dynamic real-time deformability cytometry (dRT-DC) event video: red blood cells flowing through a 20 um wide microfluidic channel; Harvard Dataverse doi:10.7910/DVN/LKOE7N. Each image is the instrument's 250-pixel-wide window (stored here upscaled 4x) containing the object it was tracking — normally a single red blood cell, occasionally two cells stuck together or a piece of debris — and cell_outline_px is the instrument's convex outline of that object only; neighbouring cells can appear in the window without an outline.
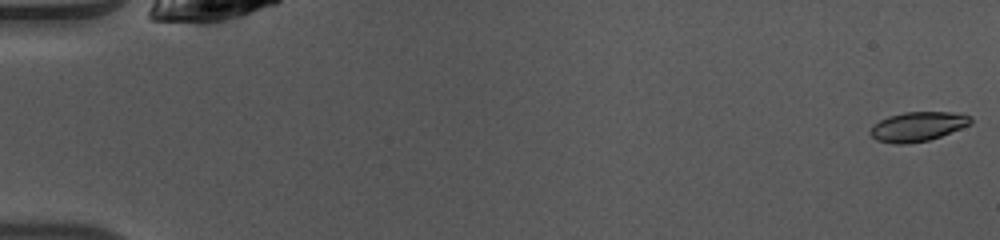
{"species": "common noctule bat (a hibernating species)", "species_latin": "Nyctalus noctula", "temperature_condition": "warm", "stored_images_in_passage": 49, "camera_frame_rate_fps": 3000, "um_per_image_px": 0.085, "animal": {"sex": "female", "body_mass_g": 10.0, "forearm_length_mm": 53.1}, "frame": {"image": 1, "passage_image": 1, "time_ms": 0.0, "image_size_px": [1000, 240], "cell_outline_px": [[972, 124], [940, 136], [928, 140], [908, 144], [896, 144], [876, 140], [868, 132], [872, 124], [888, 116], [904, 112], [948, 112], [972, 116]], "centroid_in_image_um": [77.97, 10.75], "position_along_channel_um": 7.0, "area_um2": 17.28}}
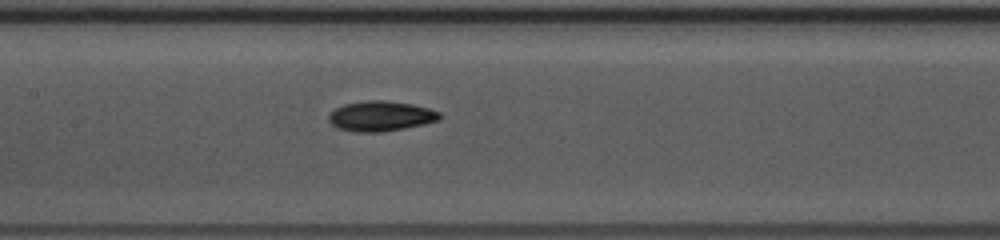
{"frame": {"image": 2, "passage_image": 24, "time_ms": 7.667, "image_size_px": [1000, 240], "cell_outline_px": [[440, 120], [424, 124], [404, 128], [380, 132], [356, 132], [336, 128], [328, 120], [328, 116], [336, 108], [344, 104], [368, 100], [384, 100], [412, 104], [428, 108], [440, 112]], "centroid_in_image_um": [32.36, 9.87], "position_along_channel_um": 175.0, "area_um2": 19.42}}
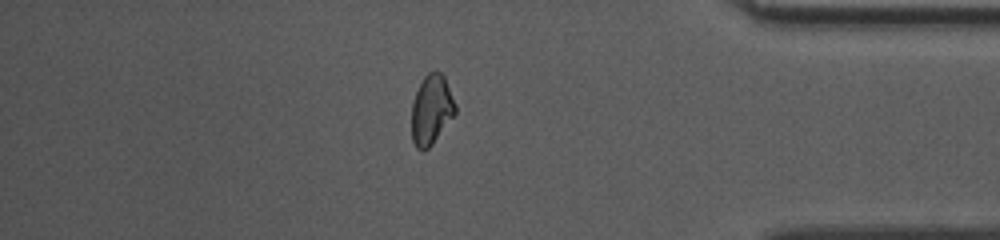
{"frame": {"image": 3, "passage_image": 42, "time_ms": 13.667, "image_size_px": [1000, 240], "cell_outline_px": [[456, 112], [432, 144], [424, 152], [416, 148], [412, 140], [412, 104], [416, 92], [424, 76], [428, 72], [436, 68], [444, 76], [456, 104]], "centroid_in_image_um": [36.66, 9.31], "position_along_channel_um": 398.5, "area_um2": 17.74}, "authors_computed_cell_mechanics": {"area_um2": 17.918, "velocity_mm_per_s": 4.1438, "shape_relaxation_time_tau1_ms": 3.7442, "shape_relaxation_time_tau2_ms": null, "deformation_change_tau1": 0.1077, "deformation_change_tau2": null}}